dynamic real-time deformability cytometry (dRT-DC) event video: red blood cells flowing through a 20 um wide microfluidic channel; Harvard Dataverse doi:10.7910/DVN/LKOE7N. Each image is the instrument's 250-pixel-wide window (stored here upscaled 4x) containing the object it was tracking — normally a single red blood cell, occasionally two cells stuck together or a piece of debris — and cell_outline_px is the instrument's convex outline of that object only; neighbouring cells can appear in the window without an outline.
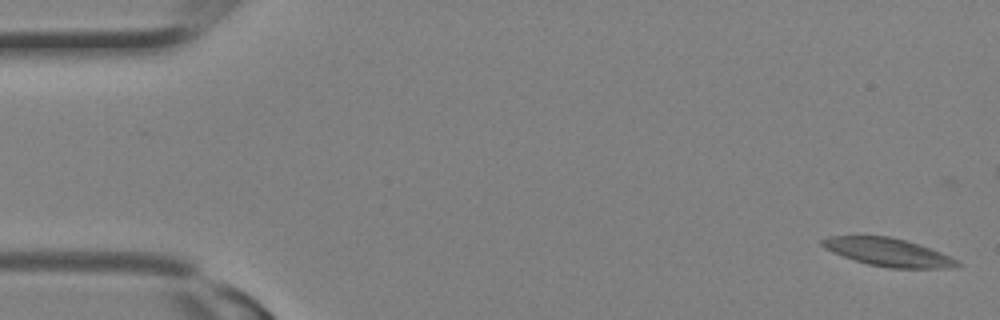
{"species": "Egyptian fruit bat (a non-hibernating species)", "species_latin": "Rousettus aegyptiacus", "temperature_condition": "room temperature", "stored_images_in_passage": 14, "camera_frame_rate_fps": 3000, "um_per_image_px": 0.085, "animal": {"sex": "female"}, "frame": {"image": 1, "passage_image": 1, "time_ms": 0.0, "image_size_px": [1000, 320], "cell_outline_px": [[960, 264], [956, 268], [888, 268], [868, 264], [832, 252], [824, 248], [820, 244], [820, 240], [828, 236], [888, 236], [904, 240], [940, 252], [956, 260]], "centroid_in_image_um": [75.45, 21.44], "position_along_channel_um": 9.6, "area_um2": 21.73}}
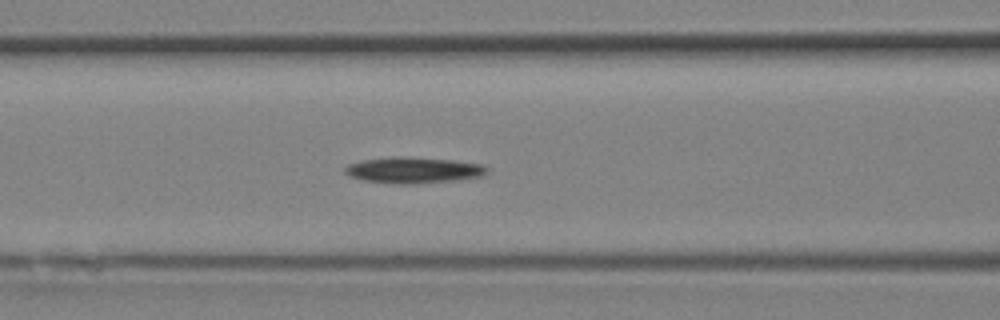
{"frame": {"image": 2, "passage_image": 12, "time_ms": 3.667, "image_size_px": [1000, 320], "cell_outline_px": [[488, 172], [480, 176], [456, 180], [408, 184], [400, 184], [360, 180], [344, 172], [344, 168], [348, 164], [360, 160], [396, 156], [404, 156], [452, 160], [484, 164], [488, 168]], "centroid_in_image_um": [35.13, 14.45], "position_along_channel_um": 131.5, "area_um2": 21.62}}
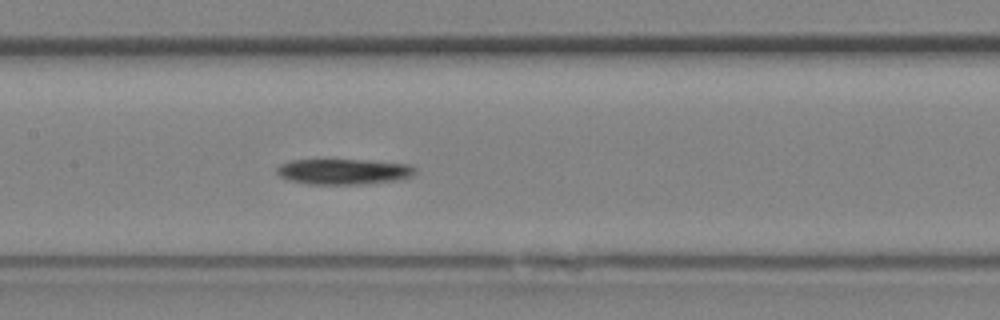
{"frame": {"image": 3, "passage_image": 14, "time_ms": 4.333, "image_size_px": [1000, 320], "cell_outline_px": [[416, 172], [412, 176], [404, 180], [364, 184], [308, 184], [292, 180], [280, 176], [276, 172], [276, 168], [280, 164], [292, 160], [364, 160], [412, 164], [416, 168]], "centroid_in_image_um": [29.29, 14.59], "position_along_channel_um": 178.1, "area_um2": 20.81}}